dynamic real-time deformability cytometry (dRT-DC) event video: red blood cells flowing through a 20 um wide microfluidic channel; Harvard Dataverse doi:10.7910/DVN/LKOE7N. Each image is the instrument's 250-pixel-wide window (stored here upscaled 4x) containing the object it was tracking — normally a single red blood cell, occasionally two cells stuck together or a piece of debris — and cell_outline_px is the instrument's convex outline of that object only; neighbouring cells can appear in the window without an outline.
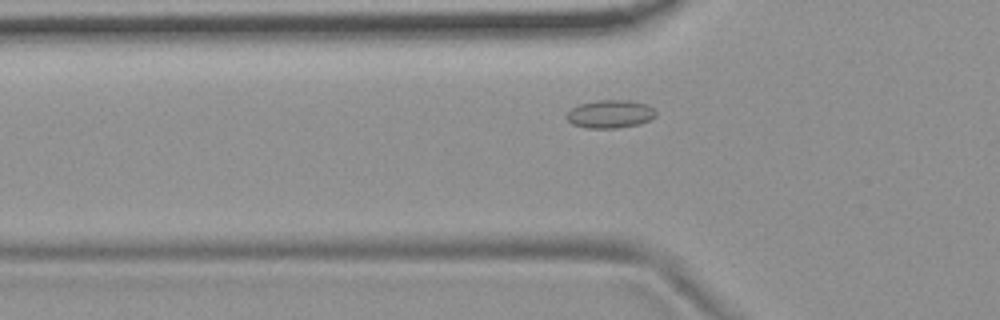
{"species": "common noctule bat (a hibernating species)", "species_latin": "Nyctalus noctula", "temperature_condition": "room temperature", "stored_images_in_passage": 39, "camera_frame_rate_fps": 3000, "um_per_image_px": 0.085, "animal": {"sex": "female", "body_mass_g": 19.9}, "frame": {"image": 1, "passage_image": 2, "time_ms": 0.333, "image_size_px": [1000, 320], "cell_outline_px": [[656, 116], [640, 124], [616, 128], [584, 128], [572, 124], [564, 116], [576, 104], [596, 100], [632, 100], [648, 104], [656, 112]], "centroid_in_image_um": [51.84, 9.68], "position_along_channel_um": 74.0, "area_um2": 14.85}}
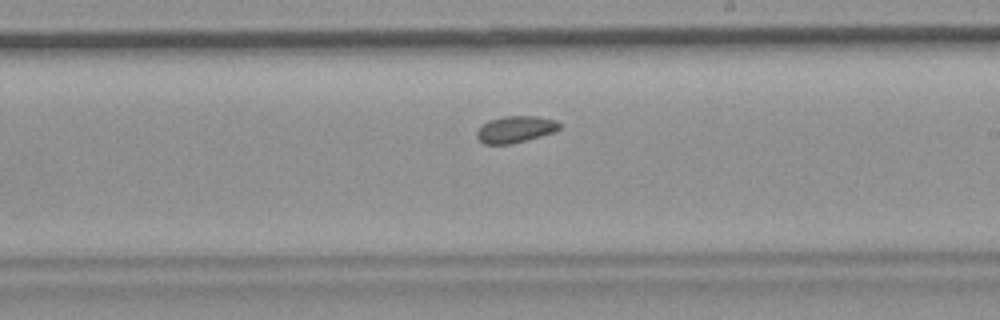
{"frame": {"image": 2, "passage_image": 16, "time_ms": 5.0, "image_size_px": [1000, 320], "cell_outline_px": [[560, 128], [556, 132], [512, 144], [484, 144], [476, 136], [476, 132], [488, 120], [504, 116], [536, 116], [556, 120], [560, 124]], "centroid_in_image_um": [43.83, 10.99], "position_along_channel_um": 245.2, "area_um2": 12.89}}
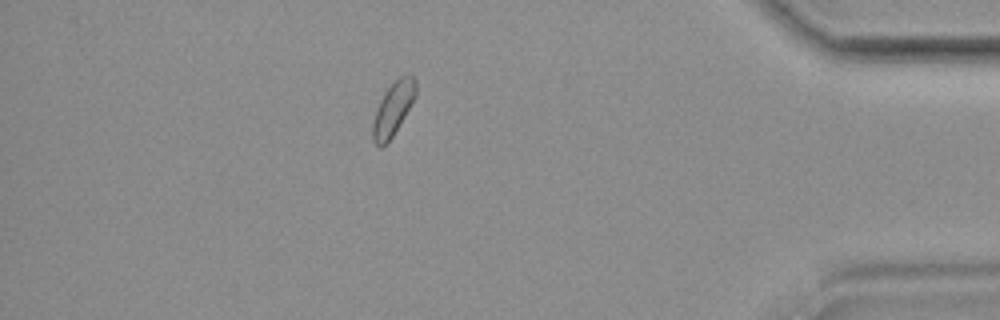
{"frame": {"image": 3, "passage_image": 32, "time_ms": 10.333, "image_size_px": [1000, 320], "cell_outline_px": [[416, 96], [392, 136], [380, 148], [372, 140], [372, 124], [376, 108], [384, 92], [400, 76], [412, 76], [416, 80]], "centroid_in_image_um": [33.39, 9.24], "position_along_channel_um": 401.8, "area_um2": 13.06}, "authors_computed_cell_mechanics": {"area_um2": 13.1784, "velocity_mm_per_s": 3.6726, "shape_relaxation_time_tau1_ms": null, "shape_relaxation_time_tau2_ms": 4.5602, "deformation_change_tau1": null, "deformation_change_tau2": 0.0835}}